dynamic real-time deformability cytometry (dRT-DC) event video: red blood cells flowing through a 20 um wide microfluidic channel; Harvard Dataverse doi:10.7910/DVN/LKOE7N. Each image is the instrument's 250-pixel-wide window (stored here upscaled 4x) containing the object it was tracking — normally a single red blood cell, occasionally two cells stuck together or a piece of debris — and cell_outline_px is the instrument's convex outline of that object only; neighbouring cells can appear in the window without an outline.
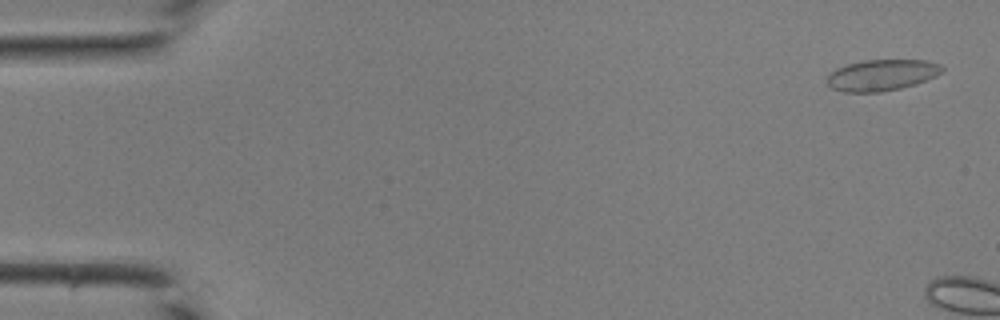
{"species": "common noctule bat (a hibernating species)", "species_latin": "Nyctalus noctula", "temperature_condition": "room temperature", "stored_images_in_passage": 4, "camera_frame_rate_fps": 3000, "um_per_image_px": 0.085, "animal": {"sex": "male", "body_mass_g": 19.0, "forearm_length_mm": 50.8}, "frame": {"image": 1, "passage_image": 2, "time_ms": 0.333, "image_size_px": [1000, 320], "cell_outline_px": [[944, 68], [936, 76], [916, 84], [900, 88], [880, 92], [844, 92], [832, 88], [828, 84], [828, 76], [836, 68], [848, 64], [864, 60], [924, 60], [940, 64]], "centroid_in_image_um": [74.96, 6.38], "position_along_channel_um": 10.0, "area_um2": 20.75}}